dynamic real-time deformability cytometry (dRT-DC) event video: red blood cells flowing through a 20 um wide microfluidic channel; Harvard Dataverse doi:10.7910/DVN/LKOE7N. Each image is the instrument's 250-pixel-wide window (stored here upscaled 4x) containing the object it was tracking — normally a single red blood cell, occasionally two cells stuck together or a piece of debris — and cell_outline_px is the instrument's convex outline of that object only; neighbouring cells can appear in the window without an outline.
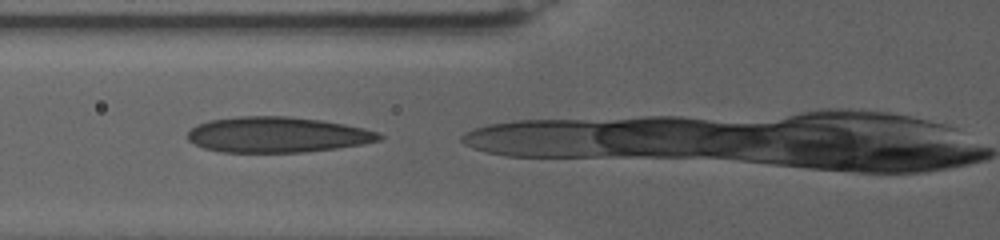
{"species": "human", "species_latin": "Homo sapiens", "temperature_condition": "warm", "stored_images_in_passage": 5, "camera_frame_rate_fps": 3000, "um_per_image_px": 0.085, "donor": {"sex": "female"}, "frame": {"image": 1, "passage_image": 2, "time_ms": 0.333, "image_size_px": [1000, 240], "cell_outline_px": [[384, 136], [380, 140], [360, 144], [336, 148], [304, 152], [220, 152], [204, 148], [188, 140], [188, 132], [196, 124], [212, 120], [240, 116], [288, 116], [324, 120], [364, 128], [376, 132]], "centroid_in_image_um": [23.56, 11.44], "position_along_channel_um": 102.2, "area_um2": 39.59}}